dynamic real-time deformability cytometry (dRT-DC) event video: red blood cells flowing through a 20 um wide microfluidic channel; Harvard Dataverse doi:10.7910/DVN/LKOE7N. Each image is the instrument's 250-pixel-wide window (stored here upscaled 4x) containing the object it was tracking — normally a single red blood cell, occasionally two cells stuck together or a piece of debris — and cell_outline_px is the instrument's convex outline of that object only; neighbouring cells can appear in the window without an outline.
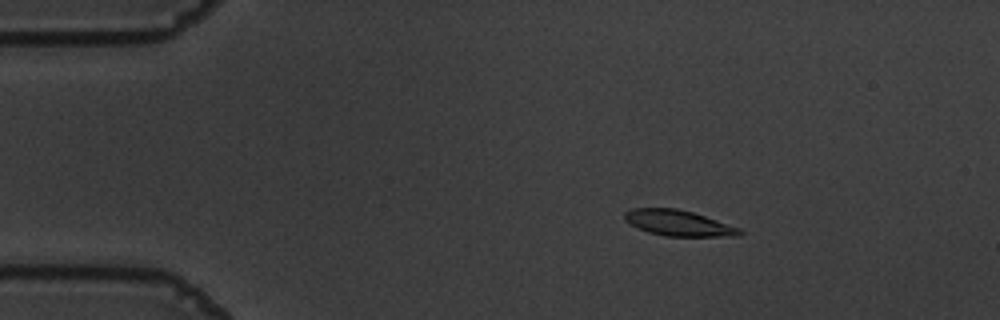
{"species": "common noctule bat (a hibernating species)", "species_latin": "Nyctalus noctula", "temperature_condition": "warm", "stored_images_in_passage": 56, "camera_frame_rate_fps": 3000, "um_per_image_px": 0.085, "animal": {"sex": "male", "body_mass_g": 19.5, "forearm_length_mm": 54.6}, "frame": {"image": 1, "passage_image": 10, "time_ms": 3.0, "image_size_px": [1000, 320], "cell_outline_px": [[744, 232], [740, 236], [664, 236], [648, 232], [628, 224], [624, 220], [624, 212], [632, 208], [676, 208], [692, 212], [740, 228]], "centroid_in_image_um": [57.63, 18.96], "position_along_channel_um": 27.4, "area_um2": 17.28}}
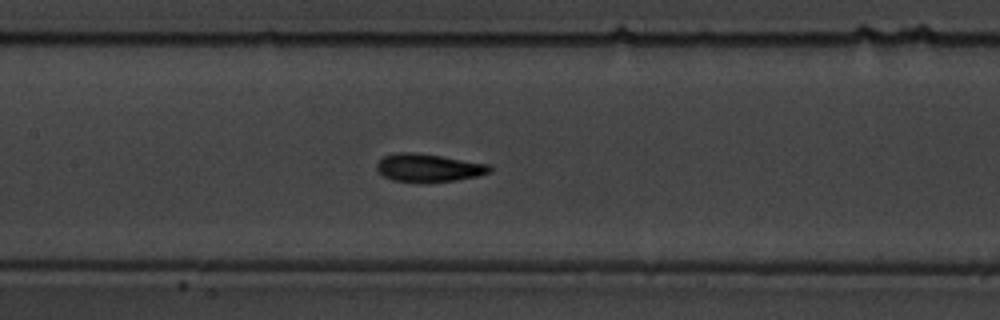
{"frame": {"image": 2, "passage_image": 27, "time_ms": 8.667, "image_size_px": [1000, 320], "cell_outline_px": [[492, 172], [476, 176], [456, 180], [392, 180], [384, 176], [376, 168], [376, 164], [384, 156], [396, 152], [412, 152], [440, 156], [488, 164], [492, 168]], "centroid_in_image_um": [36.42, 14.23], "position_along_channel_um": 171.0, "area_um2": 17.69}}
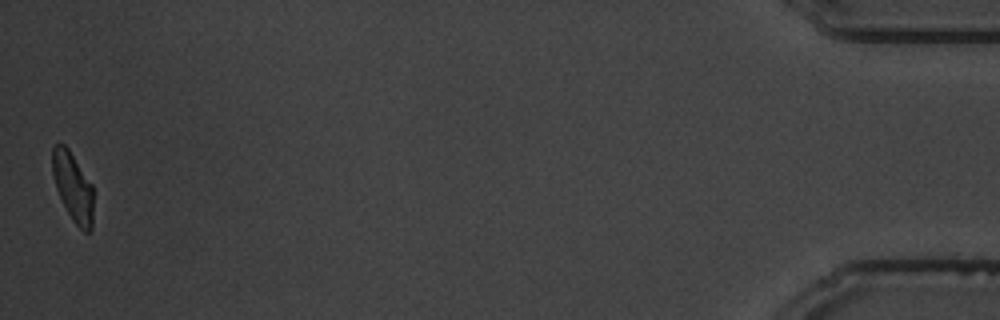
{"frame": {"image": 3, "passage_image": 56, "time_ms": 18.333, "image_size_px": [1000, 320], "cell_outline_px": [[92, 228], [88, 232], [84, 232], [72, 220], [56, 188], [52, 172], [52, 148], [56, 144], [64, 144], [68, 148], [92, 184]], "centroid_in_image_um": [6.19, 15.87], "position_along_channel_um": 429.0, "area_um2": 16.18}, "authors_computed_cell_mechanics": {"area_um2": 17.5423, "velocity_mm_per_s": 3.6241, "shape_relaxation_time_tau1_ms": 2.7648, "shape_relaxation_time_tau2_ms": 1.8102, "deformation_change_tau1": 0.1467, "deformation_change_tau2": 0.0811}}